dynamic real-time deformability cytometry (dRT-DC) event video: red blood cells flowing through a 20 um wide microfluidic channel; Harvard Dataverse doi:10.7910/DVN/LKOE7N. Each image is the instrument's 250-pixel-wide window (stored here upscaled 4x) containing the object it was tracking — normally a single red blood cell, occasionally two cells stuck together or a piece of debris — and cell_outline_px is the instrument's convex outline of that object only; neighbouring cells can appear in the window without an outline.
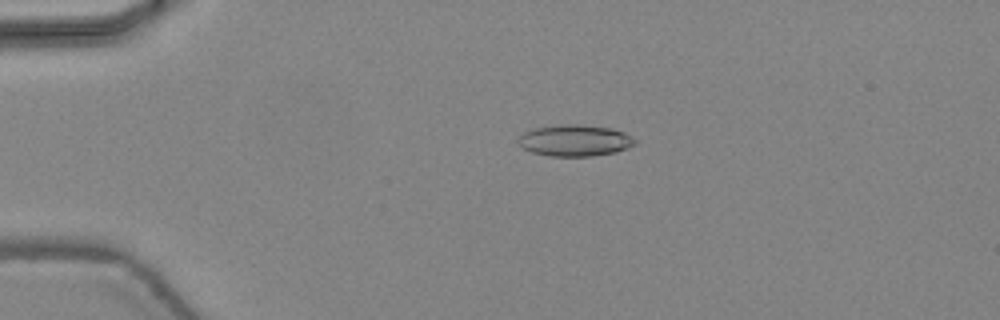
{"species": "common noctule bat (a hibernating species)", "species_latin": "Nyctalus noctula", "temperature_condition": "warm", "stored_images_in_passage": 47, "camera_frame_rate_fps": 3000, "um_per_image_px": 0.085, "animal": {"sex": "female", "body_mass_g": 24.6, "forearm_length_mm": 56.2}, "frame": {"image": 1, "passage_image": 11, "time_ms": 3.333, "image_size_px": [1000, 320], "cell_outline_px": [[636, 144], [628, 148], [616, 152], [592, 156], [548, 156], [532, 152], [524, 148], [516, 140], [524, 132], [532, 128], [560, 124], [580, 124], [612, 128], [624, 132], [632, 136], [636, 140]], "centroid_in_image_um": [48.88, 11.93], "position_along_channel_um": 36.1, "area_um2": 21.62}}
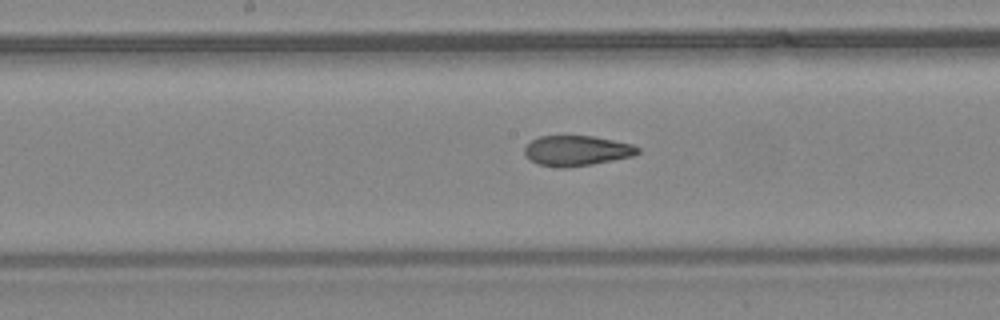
{"frame": {"image": 2, "passage_image": 25, "time_ms": 8.0, "image_size_px": [1000, 320], "cell_outline_px": [[640, 152], [632, 156], [592, 164], [568, 168], [560, 168], [540, 164], [532, 160], [524, 152], [524, 148], [532, 140], [540, 136], [592, 136], [632, 144], [640, 148]], "centroid_in_image_um": [49.04, 12.81], "position_along_channel_um": 199.2, "area_um2": 19.71}}
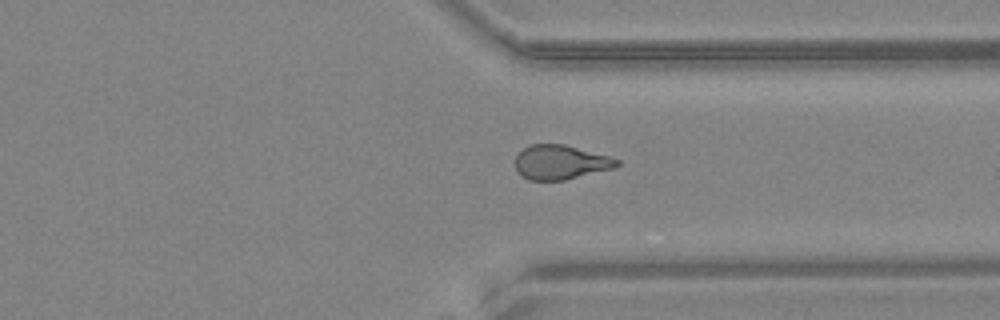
{"frame": {"image": 3, "passage_image": 36, "time_ms": 11.667, "image_size_px": [1000, 320], "cell_outline_px": [[620, 164], [616, 168], [564, 180], [528, 180], [516, 172], [516, 156], [528, 144], [564, 144], [608, 156], [620, 160]], "centroid_in_image_um": [47.65, 13.79], "position_along_channel_um": 363.8, "area_um2": 20.4}, "authors_computed_cell_mechanics": {"area_um2": 21.097, "velocity_mm_per_s": 4.5056, "shape_relaxation_time_tau1_ms": 9.5897, "shape_relaxation_time_tau2_ms": 2.2067, "deformation_change_tau1": 0.2406, "deformation_change_tau2": 0.1046}}